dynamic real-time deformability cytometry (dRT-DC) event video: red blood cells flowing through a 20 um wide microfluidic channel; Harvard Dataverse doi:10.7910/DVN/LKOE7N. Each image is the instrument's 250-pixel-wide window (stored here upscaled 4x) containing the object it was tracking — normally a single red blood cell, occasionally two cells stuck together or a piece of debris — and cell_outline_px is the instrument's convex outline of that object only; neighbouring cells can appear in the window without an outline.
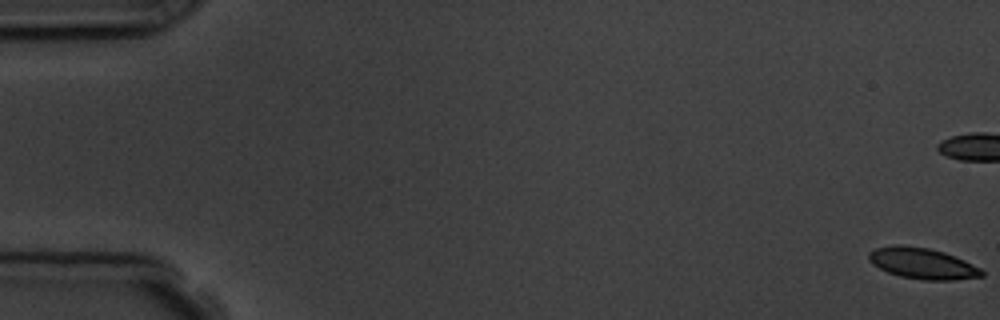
{"species": "common noctule bat (a hibernating species)", "species_latin": "Nyctalus noctula", "temperature_condition": "room temperature", "stored_images_in_passage": 9, "camera_frame_rate_fps": 3000, "um_per_image_px": 0.085, "animal": {"sex": "male", "body_mass_g": 19.5, "forearm_length_mm": 54.6}, "frame": {"image": 1, "passage_image": 1, "time_ms": 0.0, "image_size_px": [1000, 320], "cell_outline_px": [[984, 276], [952, 280], [924, 280], [900, 276], [888, 272], [872, 264], [868, 260], [868, 252], [876, 248], [892, 244], [900, 244], [928, 248], [944, 252], [964, 260], [980, 268], [984, 272]], "centroid_in_image_um": [78.38, 22.38], "position_along_channel_um": 6.6, "area_um2": 20.46}}